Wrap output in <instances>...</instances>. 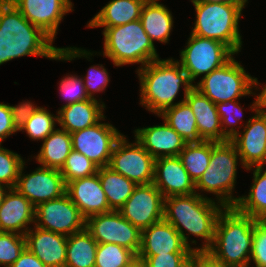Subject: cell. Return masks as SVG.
I'll return each instance as SVG.
<instances>
[{
    "instance_id": "1",
    "label": "cell",
    "mask_w": 266,
    "mask_h": 267,
    "mask_svg": "<svg viewBox=\"0 0 266 267\" xmlns=\"http://www.w3.org/2000/svg\"><path fill=\"white\" fill-rule=\"evenodd\" d=\"M40 28L30 23L10 0L0 5V65L26 55L70 61L93 53L76 47L58 48Z\"/></svg>"
},
{
    "instance_id": "2",
    "label": "cell",
    "mask_w": 266,
    "mask_h": 267,
    "mask_svg": "<svg viewBox=\"0 0 266 267\" xmlns=\"http://www.w3.org/2000/svg\"><path fill=\"white\" fill-rule=\"evenodd\" d=\"M224 208L200 193L173 195L164 198L163 219L173 225L189 248V237L183 228L189 234L203 238L205 243L203 242L201 248H195V252H206L212 246L215 225Z\"/></svg>"
},
{
    "instance_id": "3",
    "label": "cell",
    "mask_w": 266,
    "mask_h": 267,
    "mask_svg": "<svg viewBox=\"0 0 266 267\" xmlns=\"http://www.w3.org/2000/svg\"><path fill=\"white\" fill-rule=\"evenodd\" d=\"M140 80L141 102L149 111L160 115L173 107L181 86H184V99L194 84L181 65L173 58L158 59L137 70Z\"/></svg>"
},
{
    "instance_id": "4",
    "label": "cell",
    "mask_w": 266,
    "mask_h": 267,
    "mask_svg": "<svg viewBox=\"0 0 266 267\" xmlns=\"http://www.w3.org/2000/svg\"><path fill=\"white\" fill-rule=\"evenodd\" d=\"M256 221L235 207H225L218 216L212 246L206 252L228 266L249 267Z\"/></svg>"
},
{
    "instance_id": "5",
    "label": "cell",
    "mask_w": 266,
    "mask_h": 267,
    "mask_svg": "<svg viewBox=\"0 0 266 267\" xmlns=\"http://www.w3.org/2000/svg\"><path fill=\"white\" fill-rule=\"evenodd\" d=\"M103 55L115 66L141 63L144 67L159 59L154 43L144 31L140 20L115 27H104Z\"/></svg>"
},
{
    "instance_id": "6",
    "label": "cell",
    "mask_w": 266,
    "mask_h": 267,
    "mask_svg": "<svg viewBox=\"0 0 266 267\" xmlns=\"http://www.w3.org/2000/svg\"><path fill=\"white\" fill-rule=\"evenodd\" d=\"M195 6L196 21L191 34L225 44L234 54L240 52L242 39L239 18L242 9L225 3L191 0Z\"/></svg>"
},
{
    "instance_id": "7",
    "label": "cell",
    "mask_w": 266,
    "mask_h": 267,
    "mask_svg": "<svg viewBox=\"0 0 266 267\" xmlns=\"http://www.w3.org/2000/svg\"><path fill=\"white\" fill-rule=\"evenodd\" d=\"M238 151L231 141H212L209 166L195 183L196 190L216 194L218 203L224 207H235L240 197L232 196L236 183Z\"/></svg>"
},
{
    "instance_id": "8",
    "label": "cell",
    "mask_w": 266,
    "mask_h": 267,
    "mask_svg": "<svg viewBox=\"0 0 266 267\" xmlns=\"http://www.w3.org/2000/svg\"><path fill=\"white\" fill-rule=\"evenodd\" d=\"M258 84L257 78L247 74L244 67L232 57L222 67L203 76L194 87L217 104L254 95L251 89Z\"/></svg>"
},
{
    "instance_id": "9",
    "label": "cell",
    "mask_w": 266,
    "mask_h": 267,
    "mask_svg": "<svg viewBox=\"0 0 266 267\" xmlns=\"http://www.w3.org/2000/svg\"><path fill=\"white\" fill-rule=\"evenodd\" d=\"M234 53L223 43L191 34L184 50L180 51L181 60L177 61L188 74L190 81L222 67Z\"/></svg>"
},
{
    "instance_id": "10",
    "label": "cell",
    "mask_w": 266,
    "mask_h": 267,
    "mask_svg": "<svg viewBox=\"0 0 266 267\" xmlns=\"http://www.w3.org/2000/svg\"><path fill=\"white\" fill-rule=\"evenodd\" d=\"M85 229L98 244L114 243L133 251L141 246V230L125 219L118 210L93 215L86 219Z\"/></svg>"
},
{
    "instance_id": "11",
    "label": "cell",
    "mask_w": 266,
    "mask_h": 267,
    "mask_svg": "<svg viewBox=\"0 0 266 267\" xmlns=\"http://www.w3.org/2000/svg\"><path fill=\"white\" fill-rule=\"evenodd\" d=\"M154 162L155 158L137 140L129 143L122 135L113 148L108 167L136 185H144L153 183Z\"/></svg>"
},
{
    "instance_id": "12",
    "label": "cell",
    "mask_w": 266,
    "mask_h": 267,
    "mask_svg": "<svg viewBox=\"0 0 266 267\" xmlns=\"http://www.w3.org/2000/svg\"><path fill=\"white\" fill-rule=\"evenodd\" d=\"M35 226L70 236L85 229L86 219L67 193L35 207Z\"/></svg>"
},
{
    "instance_id": "13",
    "label": "cell",
    "mask_w": 266,
    "mask_h": 267,
    "mask_svg": "<svg viewBox=\"0 0 266 267\" xmlns=\"http://www.w3.org/2000/svg\"><path fill=\"white\" fill-rule=\"evenodd\" d=\"M70 134L72 150L82 153L98 167L109 165L113 148L122 137L113 125L101 122Z\"/></svg>"
},
{
    "instance_id": "14",
    "label": "cell",
    "mask_w": 266,
    "mask_h": 267,
    "mask_svg": "<svg viewBox=\"0 0 266 267\" xmlns=\"http://www.w3.org/2000/svg\"><path fill=\"white\" fill-rule=\"evenodd\" d=\"M164 197L153 184L137 185L118 212L141 231L163 219Z\"/></svg>"
},
{
    "instance_id": "15",
    "label": "cell",
    "mask_w": 266,
    "mask_h": 267,
    "mask_svg": "<svg viewBox=\"0 0 266 267\" xmlns=\"http://www.w3.org/2000/svg\"><path fill=\"white\" fill-rule=\"evenodd\" d=\"M24 165L25 161L19 171L15 189L35 207L66 193V184L60 170L41 166L32 173L23 175Z\"/></svg>"
},
{
    "instance_id": "16",
    "label": "cell",
    "mask_w": 266,
    "mask_h": 267,
    "mask_svg": "<svg viewBox=\"0 0 266 267\" xmlns=\"http://www.w3.org/2000/svg\"><path fill=\"white\" fill-rule=\"evenodd\" d=\"M242 133L230 141L235 145L243 168L264 166L266 163V115L255 112Z\"/></svg>"
},
{
    "instance_id": "17",
    "label": "cell",
    "mask_w": 266,
    "mask_h": 267,
    "mask_svg": "<svg viewBox=\"0 0 266 267\" xmlns=\"http://www.w3.org/2000/svg\"><path fill=\"white\" fill-rule=\"evenodd\" d=\"M10 1L30 23L40 28L53 41L64 15L73 11V4L70 0Z\"/></svg>"
},
{
    "instance_id": "18",
    "label": "cell",
    "mask_w": 266,
    "mask_h": 267,
    "mask_svg": "<svg viewBox=\"0 0 266 267\" xmlns=\"http://www.w3.org/2000/svg\"><path fill=\"white\" fill-rule=\"evenodd\" d=\"M153 184L160 190L164 198L197 193L194 181L178 156L155 159Z\"/></svg>"
},
{
    "instance_id": "19",
    "label": "cell",
    "mask_w": 266,
    "mask_h": 267,
    "mask_svg": "<svg viewBox=\"0 0 266 267\" xmlns=\"http://www.w3.org/2000/svg\"><path fill=\"white\" fill-rule=\"evenodd\" d=\"M182 240L172 224L162 219L141 231V246L137 255L194 253Z\"/></svg>"
},
{
    "instance_id": "20",
    "label": "cell",
    "mask_w": 266,
    "mask_h": 267,
    "mask_svg": "<svg viewBox=\"0 0 266 267\" xmlns=\"http://www.w3.org/2000/svg\"><path fill=\"white\" fill-rule=\"evenodd\" d=\"M66 193L85 219L112 210L107 202L98 173L69 182L66 185Z\"/></svg>"
},
{
    "instance_id": "21",
    "label": "cell",
    "mask_w": 266,
    "mask_h": 267,
    "mask_svg": "<svg viewBox=\"0 0 266 267\" xmlns=\"http://www.w3.org/2000/svg\"><path fill=\"white\" fill-rule=\"evenodd\" d=\"M25 234L26 248L47 267H65L67 236L34 226Z\"/></svg>"
},
{
    "instance_id": "22",
    "label": "cell",
    "mask_w": 266,
    "mask_h": 267,
    "mask_svg": "<svg viewBox=\"0 0 266 267\" xmlns=\"http://www.w3.org/2000/svg\"><path fill=\"white\" fill-rule=\"evenodd\" d=\"M34 222L35 206L15 188H9L0 205V232L25 235L28 224Z\"/></svg>"
},
{
    "instance_id": "23",
    "label": "cell",
    "mask_w": 266,
    "mask_h": 267,
    "mask_svg": "<svg viewBox=\"0 0 266 267\" xmlns=\"http://www.w3.org/2000/svg\"><path fill=\"white\" fill-rule=\"evenodd\" d=\"M134 137L155 159L178 156L186 145L185 140L166 122L163 125L138 128Z\"/></svg>"
},
{
    "instance_id": "24",
    "label": "cell",
    "mask_w": 266,
    "mask_h": 267,
    "mask_svg": "<svg viewBox=\"0 0 266 267\" xmlns=\"http://www.w3.org/2000/svg\"><path fill=\"white\" fill-rule=\"evenodd\" d=\"M185 101L196 117L198 133L203 141H229L222 133L220 116L215 103L195 87L188 91Z\"/></svg>"
},
{
    "instance_id": "25",
    "label": "cell",
    "mask_w": 266,
    "mask_h": 267,
    "mask_svg": "<svg viewBox=\"0 0 266 267\" xmlns=\"http://www.w3.org/2000/svg\"><path fill=\"white\" fill-rule=\"evenodd\" d=\"M97 99H88L82 102L61 106L57 112L58 124L61 129L69 133L83 130L94 126L99 121L104 120L103 109L105 104L99 103Z\"/></svg>"
},
{
    "instance_id": "26",
    "label": "cell",
    "mask_w": 266,
    "mask_h": 267,
    "mask_svg": "<svg viewBox=\"0 0 266 267\" xmlns=\"http://www.w3.org/2000/svg\"><path fill=\"white\" fill-rule=\"evenodd\" d=\"M146 0H111L89 21L87 27H115L140 19Z\"/></svg>"
},
{
    "instance_id": "27",
    "label": "cell",
    "mask_w": 266,
    "mask_h": 267,
    "mask_svg": "<svg viewBox=\"0 0 266 267\" xmlns=\"http://www.w3.org/2000/svg\"><path fill=\"white\" fill-rule=\"evenodd\" d=\"M139 20L152 42H168L173 27V16L165 5L157 0H146Z\"/></svg>"
},
{
    "instance_id": "28",
    "label": "cell",
    "mask_w": 266,
    "mask_h": 267,
    "mask_svg": "<svg viewBox=\"0 0 266 267\" xmlns=\"http://www.w3.org/2000/svg\"><path fill=\"white\" fill-rule=\"evenodd\" d=\"M71 151V134L63 129H55L43 140L40 152L35 158L41 166L61 170Z\"/></svg>"
},
{
    "instance_id": "29",
    "label": "cell",
    "mask_w": 266,
    "mask_h": 267,
    "mask_svg": "<svg viewBox=\"0 0 266 267\" xmlns=\"http://www.w3.org/2000/svg\"><path fill=\"white\" fill-rule=\"evenodd\" d=\"M248 196L240 197L235 208L256 220H266V169L254 167L253 184Z\"/></svg>"
},
{
    "instance_id": "30",
    "label": "cell",
    "mask_w": 266,
    "mask_h": 267,
    "mask_svg": "<svg viewBox=\"0 0 266 267\" xmlns=\"http://www.w3.org/2000/svg\"><path fill=\"white\" fill-rule=\"evenodd\" d=\"M97 246L86 229L67 236L65 267H95Z\"/></svg>"
},
{
    "instance_id": "31",
    "label": "cell",
    "mask_w": 266,
    "mask_h": 267,
    "mask_svg": "<svg viewBox=\"0 0 266 267\" xmlns=\"http://www.w3.org/2000/svg\"><path fill=\"white\" fill-rule=\"evenodd\" d=\"M159 117L173 128L186 143L201 142L197 129L196 117L185 99L177 102L173 107L165 109Z\"/></svg>"
},
{
    "instance_id": "32",
    "label": "cell",
    "mask_w": 266,
    "mask_h": 267,
    "mask_svg": "<svg viewBox=\"0 0 266 267\" xmlns=\"http://www.w3.org/2000/svg\"><path fill=\"white\" fill-rule=\"evenodd\" d=\"M107 202L112 210L120 209L137 186L125 176L110 167H99L97 171Z\"/></svg>"
},
{
    "instance_id": "33",
    "label": "cell",
    "mask_w": 266,
    "mask_h": 267,
    "mask_svg": "<svg viewBox=\"0 0 266 267\" xmlns=\"http://www.w3.org/2000/svg\"><path fill=\"white\" fill-rule=\"evenodd\" d=\"M212 151V141L186 143L180 152V158L184 168L196 183L209 166Z\"/></svg>"
},
{
    "instance_id": "34",
    "label": "cell",
    "mask_w": 266,
    "mask_h": 267,
    "mask_svg": "<svg viewBox=\"0 0 266 267\" xmlns=\"http://www.w3.org/2000/svg\"><path fill=\"white\" fill-rule=\"evenodd\" d=\"M137 255L114 243L98 244L95 267H126Z\"/></svg>"
},
{
    "instance_id": "35",
    "label": "cell",
    "mask_w": 266,
    "mask_h": 267,
    "mask_svg": "<svg viewBox=\"0 0 266 267\" xmlns=\"http://www.w3.org/2000/svg\"><path fill=\"white\" fill-rule=\"evenodd\" d=\"M98 168L99 167L85 155L72 150L66 158L60 172L65 184L67 185L73 180L95 175Z\"/></svg>"
},
{
    "instance_id": "36",
    "label": "cell",
    "mask_w": 266,
    "mask_h": 267,
    "mask_svg": "<svg viewBox=\"0 0 266 267\" xmlns=\"http://www.w3.org/2000/svg\"><path fill=\"white\" fill-rule=\"evenodd\" d=\"M58 116H53L46 108L38 109L25 123L22 130L33 140H44L55 130Z\"/></svg>"
},
{
    "instance_id": "37",
    "label": "cell",
    "mask_w": 266,
    "mask_h": 267,
    "mask_svg": "<svg viewBox=\"0 0 266 267\" xmlns=\"http://www.w3.org/2000/svg\"><path fill=\"white\" fill-rule=\"evenodd\" d=\"M25 248V235L0 232V265L10 267Z\"/></svg>"
},
{
    "instance_id": "38",
    "label": "cell",
    "mask_w": 266,
    "mask_h": 267,
    "mask_svg": "<svg viewBox=\"0 0 266 267\" xmlns=\"http://www.w3.org/2000/svg\"><path fill=\"white\" fill-rule=\"evenodd\" d=\"M23 163L20 155L1 147L0 144V183L8 188H15Z\"/></svg>"
},
{
    "instance_id": "39",
    "label": "cell",
    "mask_w": 266,
    "mask_h": 267,
    "mask_svg": "<svg viewBox=\"0 0 266 267\" xmlns=\"http://www.w3.org/2000/svg\"><path fill=\"white\" fill-rule=\"evenodd\" d=\"M240 104L236 100L220 102L216 104L217 112L220 116L223 135L230 141L239 132L233 127L241 120L243 114ZM233 112V113H232ZM225 124V127H224ZM232 126L231 128L228 126ZM234 125V126H233ZM229 128V129H226Z\"/></svg>"
},
{
    "instance_id": "40",
    "label": "cell",
    "mask_w": 266,
    "mask_h": 267,
    "mask_svg": "<svg viewBox=\"0 0 266 267\" xmlns=\"http://www.w3.org/2000/svg\"><path fill=\"white\" fill-rule=\"evenodd\" d=\"M194 253H166L157 255H137L146 267H191Z\"/></svg>"
},
{
    "instance_id": "41",
    "label": "cell",
    "mask_w": 266,
    "mask_h": 267,
    "mask_svg": "<svg viewBox=\"0 0 266 267\" xmlns=\"http://www.w3.org/2000/svg\"><path fill=\"white\" fill-rule=\"evenodd\" d=\"M60 81L61 82L59 83V88L61 95L67 101L63 106L90 99L86 93L83 78H78V76L74 75H68Z\"/></svg>"
},
{
    "instance_id": "42",
    "label": "cell",
    "mask_w": 266,
    "mask_h": 267,
    "mask_svg": "<svg viewBox=\"0 0 266 267\" xmlns=\"http://www.w3.org/2000/svg\"><path fill=\"white\" fill-rule=\"evenodd\" d=\"M250 260L256 267H266V220L255 222Z\"/></svg>"
},
{
    "instance_id": "43",
    "label": "cell",
    "mask_w": 266,
    "mask_h": 267,
    "mask_svg": "<svg viewBox=\"0 0 266 267\" xmlns=\"http://www.w3.org/2000/svg\"><path fill=\"white\" fill-rule=\"evenodd\" d=\"M104 66H91L88 70L86 79L83 78V82L86 88V93L91 99H96L93 95L94 92H101L103 91L108 82H109V75Z\"/></svg>"
},
{
    "instance_id": "44",
    "label": "cell",
    "mask_w": 266,
    "mask_h": 267,
    "mask_svg": "<svg viewBox=\"0 0 266 267\" xmlns=\"http://www.w3.org/2000/svg\"><path fill=\"white\" fill-rule=\"evenodd\" d=\"M11 115L13 118V125L17 131H20L29 118L38 110L40 107L34 106L31 102H22L18 106H10Z\"/></svg>"
},
{
    "instance_id": "45",
    "label": "cell",
    "mask_w": 266,
    "mask_h": 267,
    "mask_svg": "<svg viewBox=\"0 0 266 267\" xmlns=\"http://www.w3.org/2000/svg\"><path fill=\"white\" fill-rule=\"evenodd\" d=\"M17 132L13 125L10 105L0 103V144L8 136Z\"/></svg>"
},
{
    "instance_id": "46",
    "label": "cell",
    "mask_w": 266,
    "mask_h": 267,
    "mask_svg": "<svg viewBox=\"0 0 266 267\" xmlns=\"http://www.w3.org/2000/svg\"><path fill=\"white\" fill-rule=\"evenodd\" d=\"M191 267H231L215 260L205 251L194 252Z\"/></svg>"
},
{
    "instance_id": "47",
    "label": "cell",
    "mask_w": 266,
    "mask_h": 267,
    "mask_svg": "<svg viewBox=\"0 0 266 267\" xmlns=\"http://www.w3.org/2000/svg\"><path fill=\"white\" fill-rule=\"evenodd\" d=\"M10 267H47L27 248Z\"/></svg>"
},
{
    "instance_id": "48",
    "label": "cell",
    "mask_w": 266,
    "mask_h": 267,
    "mask_svg": "<svg viewBox=\"0 0 266 267\" xmlns=\"http://www.w3.org/2000/svg\"><path fill=\"white\" fill-rule=\"evenodd\" d=\"M265 107H266V86L262 88V91L258 94L256 100L250 106V108L255 112L266 114Z\"/></svg>"
},
{
    "instance_id": "49",
    "label": "cell",
    "mask_w": 266,
    "mask_h": 267,
    "mask_svg": "<svg viewBox=\"0 0 266 267\" xmlns=\"http://www.w3.org/2000/svg\"><path fill=\"white\" fill-rule=\"evenodd\" d=\"M197 1L209 2V3H225L240 7L242 10L246 5V2H248V0H197Z\"/></svg>"
},
{
    "instance_id": "50",
    "label": "cell",
    "mask_w": 266,
    "mask_h": 267,
    "mask_svg": "<svg viewBox=\"0 0 266 267\" xmlns=\"http://www.w3.org/2000/svg\"><path fill=\"white\" fill-rule=\"evenodd\" d=\"M126 267H146L143 259L136 257Z\"/></svg>"
},
{
    "instance_id": "51",
    "label": "cell",
    "mask_w": 266,
    "mask_h": 267,
    "mask_svg": "<svg viewBox=\"0 0 266 267\" xmlns=\"http://www.w3.org/2000/svg\"><path fill=\"white\" fill-rule=\"evenodd\" d=\"M6 185L0 183V205L2 204L3 197L5 193L7 192L6 190H9L8 187H5Z\"/></svg>"
}]
</instances>
